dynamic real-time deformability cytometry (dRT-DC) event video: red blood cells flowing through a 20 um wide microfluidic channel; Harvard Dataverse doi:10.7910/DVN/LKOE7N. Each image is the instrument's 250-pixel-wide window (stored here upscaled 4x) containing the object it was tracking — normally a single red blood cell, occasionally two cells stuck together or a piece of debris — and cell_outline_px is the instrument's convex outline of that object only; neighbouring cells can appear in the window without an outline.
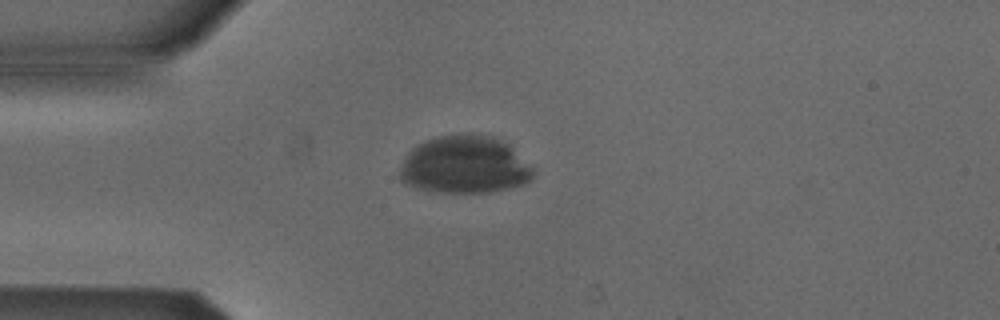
{"species": "Egyptian fruit bat (a non-hibernating species)", "species_latin": "Rousettus aegyptiacus", "temperature_condition": "cold", "stored_images_in_passage": 7, "camera_frame_rate_fps": 3000, "um_per_image_px": 0.085, "animal": {"sex": "male"}, "frame": {"image": 1, "passage_image": 4, "time_ms": 1.0, "image_size_px": [1000, 320], "cell_outline_px": [[532, 176], [524, 184], [484, 192], [444, 192], [416, 188], [404, 184], [400, 180], [400, 168], [408, 152], [412, 148], [428, 140], [440, 136], [492, 136], [508, 144], [532, 168]], "centroid_in_image_um": [39.45, 14.04], "position_along_channel_um": 45.6, "area_um2": 43.52}}
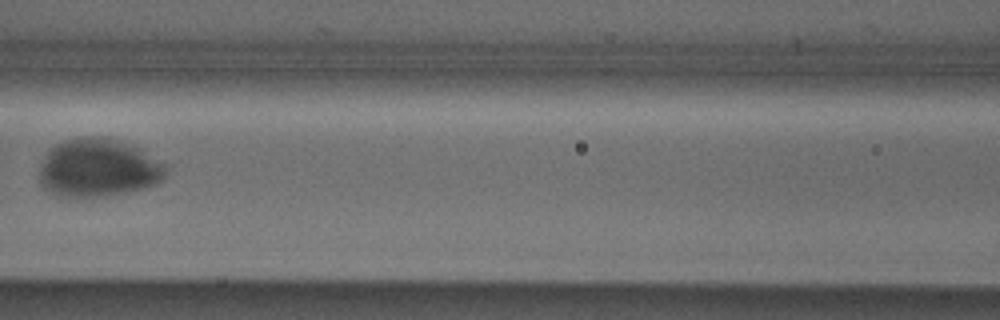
{"frame": {"image": 2, "passage_image": 7, "time_ms": 2.0, "image_size_px": [1000, 320], "cell_outline_px": [[164, 180], [156, 184], [132, 192], [104, 196], [52, 196], [40, 188], [40, 168], [48, 148], [64, 140], [84, 136], [108, 136], [120, 140], [140, 148], [164, 164]], "centroid_in_image_um": [8.31, 14.27], "position_along_channel_um": 158.3, "area_um2": 43.52}}